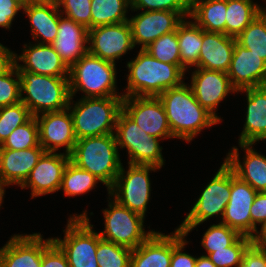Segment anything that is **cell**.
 Segmentation results:
<instances>
[{
  "label": "cell",
  "instance_id": "cell-49",
  "mask_svg": "<svg viewBox=\"0 0 266 267\" xmlns=\"http://www.w3.org/2000/svg\"><path fill=\"white\" fill-rule=\"evenodd\" d=\"M15 54L0 43V75L6 74L15 65Z\"/></svg>",
  "mask_w": 266,
  "mask_h": 267
},
{
  "label": "cell",
  "instance_id": "cell-47",
  "mask_svg": "<svg viewBox=\"0 0 266 267\" xmlns=\"http://www.w3.org/2000/svg\"><path fill=\"white\" fill-rule=\"evenodd\" d=\"M25 0H0V27L10 29L13 19L23 9Z\"/></svg>",
  "mask_w": 266,
  "mask_h": 267
},
{
  "label": "cell",
  "instance_id": "cell-7",
  "mask_svg": "<svg viewBox=\"0 0 266 267\" xmlns=\"http://www.w3.org/2000/svg\"><path fill=\"white\" fill-rule=\"evenodd\" d=\"M70 216L64 232V239L54 237L53 241L65 253L70 267H99L96 250L101 239L93 230L87 211Z\"/></svg>",
  "mask_w": 266,
  "mask_h": 267
},
{
  "label": "cell",
  "instance_id": "cell-50",
  "mask_svg": "<svg viewBox=\"0 0 266 267\" xmlns=\"http://www.w3.org/2000/svg\"><path fill=\"white\" fill-rule=\"evenodd\" d=\"M260 226V230L252 237V243L266 248V220Z\"/></svg>",
  "mask_w": 266,
  "mask_h": 267
},
{
  "label": "cell",
  "instance_id": "cell-25",
  "mask_svg": "<svg viewBox=\"0 0 266 267\" xmlns=\"http://www.w3.org/2000/svg\"><path fill=\"white\" fill-rule=\"evenodd\" d=\"M236 38L202 29V45L195 68L228 72Z\"/></svg>",
  "mask_w": 266,
  "mask_h": 267
},
{
  "label": "cell",
  "instance_id": "cell-42",
  "mask_svg": "<svg viewBox=\"0 0 266 267\" xmlns=\"http://www.w3.org/2000/svg\"><path fill=\"white\" fill-rule=\"evenodd\" d=\"M20 101V75L14 65L6 74L0 75V107L14 105Z\"/></svg>",
  "mask_w": 266,
  "mask_h": 267
},
{
  "label": "cell",
  "instance_id": "cell-8",
  "mask_svg": "<svg viewBox=\"0 0 266 267\" xmlns=\"http://www.w3.org/2000/svg\"><path fill=\"white\" fill-rule=\"evenodd\" d=\"M231 196V168L224 161L178 227L185 235L213 216L224 215Z\"/></svg>",
  "mask_w": 266,
  "mask_h": 267
},
{
  "label": "cell",
  "instance_id": "cell-5",
  "mask_svg": "<svg viewBox=\"0 0 266 267\" xmlns=\"http://www.w3.org/2000/svg\"><path fill=\"white\" fill-rule=\"evenodd\" d=\"M72 100L73 97L70 99L68 109L72 115L77 140L84 137L115 134L117 117L122 110L123 96L82 97L75 104L71 102Z\"/></svg>",
  "mask_w": 266,
  "mask_h": 267
},
{
  "label": "cell",
  "instance_id": "cell-36",
  "mask_svg": "<svg viewBox=\"0 0 266 267\" xmlns=\"http://www.w3.org/2000/svg\"><path fill=\"white\" fill-rule=\"evenodd\" d=\"M32 147H42L39 144L38 123L34 116L17 127L0 146V149L19 151Z\"/></svg>",
  "mask_w": 266,
  "mask_h": 267
},
{
  "label": "cell",
  "instance_id": "cell-28",
  "mask_svg": "<svg viewBox=\"0 0 266 267\" xmlns=\"http://www.w3.org/2000/svg\"><path fill=\"white\" fill-rule=\"evenodd\" d=\"M172 233L154 231L137 248L132 249L130 267H170Z\"/></svg>",
  "mask_w": 266,
  "mask_h": 267
},
{
  "label": "cell",
  "instance_id": "cell-18",
  "mask_svg": "<svg viewBox=\"0 0 266 267\" xmlns=\"http://www.w3.org/2000/svg\"><path fill=\"white\" fill-rule=\"evenodd\" d=\"M53 238L43 239L40 233L14 234L0 248V267H41L43 250Z\"/></svg>",
  "mask_w": 266,
  "mask_h": 267
},
{
  "label": "cell",
  "instance_id": "cell-1",
  "mask_svg": "<svg viewBox=\"0 0 266 267\" xmlns=\"http://www.w3.org/2000/svg\"><path fill=\"white\" fill-rule=\"evenodd\" d=\"M161 100L171 133L174 138L192 141L203 128H209L219 121L203 108L186 83L165 90L158 96Z\"/></svg>",
  "mask_w": 266,
  "mask_h": 267
},
{
  "label": "cell",
  "instance_id": "cell-14",
  "mask_svg": "<svg viewBox=\"0 0 266 267\" xmlns=\"http://www.w3.org/2000/svg\"><path fill=\"white\" fill-rule=\"evenodd\" d=\"M40 115L36 116L39 144L46 152H56L59 148L65 147L66 154L70 155L77 138L69 109Z\"/></svg>",
  "mask_w": 266,
  "mask_h": 267
},
{
  "label": "cell",
  "instance_id": "cell-3",
  "mask_svg": "<svg viewBox=\"0 0 266 267\" xmlns=\"http://www.w3.org/2000/svg\"><path fill=\"white\" fill-rule=\"evenodd\" d=\"M70 161L95 175L109 191L122 165L115 134L78 139Z\"/></svg>",
  "mask_w": 266,
  "mask_h": 267
},
{
  "label": "cell",
  "instance_id": "cell-29",
  "mask_svg": "<svg viewBox=\"0 0 266 267\" xmlns=\"http://www.w3.org/2000/svg\"><path fill=\"white\" fill-rule=\"evenodd\" d=\"M227 0H191L189 18L206 32L225 34Z\"/></svg>",
  "mask_w": 266,
  "mask_h": 267
},
{
  "label": "cell",
  "instance_id": "cell-6",
  "mask_svg": "<svg viewBox=\"0 0 266 267\" xmlns=\"http://www.w3.org/2000/svg\"><path fill=\"white\" fill-rule=\"evenodd\" d=\"M115 65L116 63L87 52L69 69L71 97L75 96L77 91L86 94L83 98L123 96L116 90Z\"/></svg>",
  "mask_w": 266,
  "mask_h": 267
},
{
  "label": "cell",
  "instance_id": "cell-31",
  "mask_svg": "<svg viewBox=\"0 0 266 267\" xmlns=\"http://www.w3.org/2000/svg\"><path fill=\"white\" fill-rule=\"evenodd\" d=\"M184 19L177 27L181 64L187 69L198 64L202 45V28Z\"/></svg>",
  "mask_w": 266,
  "mask_h": 267
},
{
  "label": "cell",
  "instance_id": "cell-22",
  "mask_svg": "<svg viewBox=\"0 0 266 267\" xmlns=\"http://www.w3.org/2000/svg\"><path fill=\"white\" fill-rule=\"evenodd\" d=\"M239 145L246 153L244 162H241L238 148L235 146L224 161L239 179L248 183L255 191L266 192V156L256 152L252 143H239Z\"/></svg>",
  "mask_w": 266,
  "mask_h": 267
},
{
  "label": "cell",
  "instance_id": "cell-2",
  "mask_svg": "<svg viewBox=\"0 0 266 267\" xmlns=\"http://www.w3.org/2000/svg\"><path fill=\"white\" fill-rule=\"evenodd\" d=\"M127 89L123 97H158L165 90L184 83L185 72L176 64L164 63L140 49L134 60L127 63Z\"/></svg>",
  "mask_w": 266,
  "mask_h": 267
},
{
  "label": "cell",
  "instance_id": "cell-16",
  "mask_svg": "<svg viewBox=\"0 0 266 267\" xmlns=\"http://www.w3.org/2000/svg\"><path fill=\"white\" fill-rule=\"evenodd\" d=\"M69 161L66 153L45 152L20 187L31 188L32 198L59 191Z\"/></svg>",
  "mask_w": 266,
  "mask_h": 267
},
{
  "label": "cell",
  "instance_id": "cell-41",
  "mask_svg": "<svg viewBox=\"0 0 266 267\" xmlns=\"http://www.w3.org/2000/svg\"><path fill=\"white\" fill-rule=\"evenodd\" d=\"M191 0H131L130 9L133 11H173L178 12L184 19L190 16Z\"/></svg>",
  "mask_w": 266,
  "mask_h": 267
},
{
  "label": "cell",
  "instance_id": "cell-48",
  "mask_svg": "<svg viewBox=\"0 0 266 267\" xmlns=\"http://www.w3.org/2000/svg\"><path fill=\"white\" fill-rule=\"evenodd\" d=\"M240 267H266V248L251 243L243 254Z\"/></svg>",
  "mask_w": 266,
  "mask_h": 267
},
{
  "label": "cell",
  "instance_id": "cell-46",
  "mask_svg": "<svg viewBox=\"0 0 266 267\" xmlns=\"http://www.w3.org/2000/svg\"><path fill=\"white\" fill-rule=\"evenodd\" d=\"M251 238L257 231V224L261 225L266 220V192H257L250 210Z\"/></svg>",
  "mask_w": 266,
  "mask_h": 267
},
{
  "label": "cell",
  "instance_id": "cell-33",
  "mask_svg": "<svg viewBox=\"0 0 266 267\" xmlns=\"http://www.w3.org/2000/svg\"><path fill=\"white\" fill-rule=\"evenodd\" d=\"M236 41L266 61V12L264 10L236 37Z\"/></svg>",
  "mask_w": 266,
  "mask_h": 267
},
{
  "label": "cell",
  "instance_id": "cell-4",
  "mask_svg": "<svg viewBox=\"0 0 266 267\" xmlns=\"http://www.w3.org/2000/svg\"><path fill=\"white\" fill-rule=\"evenodd\" d=\"M21 102L36 117L68 108L71 99L69 77H54L19 71ZM26 96L23 97V94Z\"/></svg>",
  "mask_w": 266,
  "mask_h": 267
},
{
  "label": "cell",
  "instance_id": "cell-23",
  "mask_svg": "<svg viewBox=\"0 0 266 267\" xmlns=\"http://www.w3.org/2000/svg\"><path fill=\"white\" fill-rule=\"evenodd\" d=\"M86 44H88V29L61 15L57 37L52 46L69 69L88 52Z\"/></svg>",
  "mask_w": 266,
  "mask_h": 267
},
{
  "label": "cell",
  "instance_id": "cell-38",
  "mask_svg": "<svg viewBox=\"0 0 266 267\" xmlns=\"http://www.w3.org/2000/svg\"><path fill=\"white\" fill-rule=\"evenodd\" d=\"M31 117L29 109L21 101L0 107V146L17 127L26 123Z\"/></svg>",
  "mask_w": 266,
  "mask_h": 267
},
{
  "label": "cell",
  "instance_id": "cell-26",
  "mask_svg": "<svg viewBox=\"0 0 266 267\" xmlns=\"http://www.w3.org/2000/svg\"><path fill=\"white\" fill-rule=\"evenodd\" d=\"M23 11L27 14L31 23L33 39L40 44H52L57 37L59 19V7L56 3L41 2L37 0H25ZM41 38V41L37 39Z\"/></svg>",
  "mask_w": 266,
  "mask_h": 267
},
{
  "label": "cell",
  "instance_id": "cell-45",
  "mask_svg": "<svg viewBox=\"0 0 266 267\" xmlns=\"http://www.w3.org/2000/svg\"><path fill=\"white\" fill-rule=\"evenodd\" d=\"M41 267H70L65 253L54 241L43 250Z\"/></svg>",
  "mask_w": 266,
  "mask_h": 267
},
{
  "label": "cell",
  "instance_id": "cell-9",
  "mask_svg": "<svg viewBox=\"0 0 266 267\" xmlns=\"http://www.w3.org/2000/svg\"><path fill=\"white\" fill-rule=\"evenodd\" d=\"M115 136L118 149L127 148L128 164L153 165L162 168L164 158L159 138L145 133L122 110L117 117Z\"/></svg>",
  "mask_w": 266,
  "mask_h": 267
},
{
  "label": "cell",
  "instance_id": "cell-40",
  "mask_svg": "<svg viewBox=\"0 0 266 267\" xmlns=\"http://www.w3.org/2000/svg\"><path fill=\"white\" fill-rule=\"evenodd\" d=\"M252 238L241 235L231 246L209 253L208 258L216 267H240L242 257Z\"/></svg>",
  "mask_w": 266,
  "mask_h": 267
},
{
  "label": "cell",
  "instance_id": "cell-17",
  "mask_svg": "<svg viewBox=\"0 0 266 267\" xmlns=\"http://www.w3.org/2000/svg\"><path fill=\"white\" fill-rule=\"evenodd\" d=\"M184 18L173 11H143L132 18L128 17L134 46L145 49L162 35L177 30Z\"/></svg>",
  "mask_w": 266,
  "mask_h": 267
},
{
  "label": "cell",
  "instance_id": "cell-10",
  "mask_svg": "<svg viewBox=\"0 0 266 267\" xmlns=\"http://www.w3.org/2000/svg\"><path fill=\"white\" fill-rule=\"evenodd\" d=\"M128 165V171L121 165L114 184L109 188V200L110 196L114 197L119 204L145 218L151 194L149 171L155 172L160 168L153 165Z\"/></svg>",
  "mask_w": 266,
  "mask_h": 267
},
{
  "label": "cell",
  "instance_id": "cell-39",
  "mask_svg": "<svg viewBox=\"0 0 266 267\" xmlns=\"http://www.w3.org/2000/svg\"><path fill=\"white\" fill-rule=\"evenodd\" d=\"M240 236L236 230L219 222L218 224L210 225L203 235L201 245L208 255L216 250L231 246Z\"/></svg>",
  "mask_w": 266,
  "mask_h": 267
},
{
  "label": "cell",
  "instance_id": "cell-52",
  "mask_svg": "<svg viewBox=\"0 0 266 267\" xmlns=\"http://www.w3.org/2000/svg\"><path fill=\"white\" fill-rule=\"evenodd\" d=\"M7 186L3 181L0 180V207L3 202V197L5 194V189L4 187Z\"/></svg>",
  "mask_w": 266,
  "mask_h": 267
},
{
  "label": "cell",
  "instance_id": "cell-43",
  "mask_svg": "<svg viewBox=\"0 0 266 267\" xmlns=\"http://www.w3.org/2000/svg\"><path fill=\"white\" fill-rule=\"evenodd\" d=\"M57 5L62 15L91 29V0H60Z\"/></svg>",
  "mask_w": 266,
  "mask_h": 267
},
{
  "label": "cell",
  "instance_id": "cell-15",
  "mask_svg": "<svg viewBox=\"0 0 266 267\" xmlns=\"http://www.w3.org/2000/svg\"><path fill=\"white\" fill-rule=\"evenodd\" d=\"M191 89L196 101L219 122L215 110L230 92L237 93L226 72L195 68L191 75Z\"/></svg>",
  "mask_w": 266,
  "mask_h": 267
},
{
  "label": "cell",
  "instance_id": "cell-30",
  "mask_svg": "<svg viewBox=\"0 0 266 267\" xmlns=\"http://www.w3.org/2000/svg\"><path fill=\"white\" fill-rule=\"evenodd\" d=\"M262 11L252 0H227L225 35L236 38Z\"/></svg>",
  "mask_w": 266,
  "mask_h": 267
},
{
  "label": "cell",
  "instance_id": "cell-11",
  "mask_svg": "<svg viewBox=\"0 0 266 267\" xmlns=\"http://www.w3.org/2000/svg\"><path fill=\"white\" fill-rule=\"evenodd\" d=\"M108 204L109 208L103 210L105 229L99 233L102 239L135 249L154 232H145V218L142 215L129 210L115 199Z\"/></svg>",
  "mask_w": 266,
  "mask_h": 267
},
{
  "label": "cell",
  "instance_id": "cell-32",
  "mask_svg": "<svg viewBox=\"0 0 266 267\" xmlns=\"http://www.w3.org/2000/svg\"><path fill=\"white\" fill-rule=\"evenodd\" d=\"M131 0H91V28L128 21Z\"/></svg>",
  "mask_w": 266,
  "mask_h": 267
},
{
  "label": "cell",
  "instance_id": "cell-44",
  "mask_svg": "<svg viewBox=\"0 0 266 267\" xmlns=\"http://www.w3.org/2000/svg\"><path fill=\"white\" fill-rule=\"evenodd\" d=\"M185 237V233L178 228L175 229L172 234V257L170 267H195L197 258L182 252L185 245L188 243V241L185 240Z\"/></svg>",
  "mask_w": 266,
  "mask_h": 267
},
{
  "label": "cell",
  "instance_id": "cell-21",
  "mask_svg": "<svg viewBox=\"0 0 266 267\" xmlns=\"http://www.w3.org/2000/svg\"><path fill=\"white\" fill-rule=\"evenodd\" d=\"M23 54H15V65L19 71L54 77H69V68L55 51L52 44H25ZM26 48V49H25ZM18 61L24 63L19 64Z\"/></svg>",
  "mask_w": 266,
  "mask_h": 267
},
{
  "label": "cell",
  "instance_id": "cell-53",
  "mask_svg": "<svg viewBox=\"0 0 266 267\" xmlns=\"http://www.w3.org/2000/svg\"><path fill=\"white\" fill-rule=\"evenodd\" d=\"M37 1H41V2H51V3H58L60 0H37Z\"/></svg>",
  "mask_w": 266,
  "mask_h": 267
},
{
  "label": "cell",
  "instance_id": "cell-19",
  "mask_svg": "<svg viewBox=\"0 0 266 267\" xmlns=\"http://www.w3.org/2000/svg\"><path fill=\"white\" fill-rule=\"evenodd\" d=\"M256 194L257 191L239 179L231 169V196L221 223L251 238L250 210Z\"/></svg>",
  "mask_w": 266,
  "mask_h": 267
},
{
  "label": "cell",
  "instance_id": "cell-51",
  "mask_svg": "<svg viewBox=\"0 0 266 267\" xmlns=\"http://www.w3.org/2000/svg\"><path fill=\"white\" fill-rule=\"evenodd\" d=\"M195 267H216V265L206 255L197 257Z\"/></svg>",
  "mask_w": 266,
  "mask_h": 267
},
{
  "label": "cell",
  "instance_id": "cell-27",
  "mask_svg": "<svg viewBox=\"0 0 266 267\" xmlns=\"http://www.w3.org/2000/svg\"><path fill=\"white\" fill-rule=\"evenodd\" d=\"M246 92V120L239 137V143H252L266 140V88L253 87L238 90Z\"/></svg>",
  "mask_w": 266,
  "mask_h": 267
},
{
  "label": "cell",
  "instance_id": "cell-34",
  "mask_svg": "<svg viewBox=\"0 0 266 267\" xmlns=\"http://www.w3.org/2000/svg\"><path fill=\"white\" fill-rule=\"evenodd\" d=\"M100 180L93 174L68 162L62 178L61 188L65 196H79L94 189Z\"/></svg>",
  "mask_w": 266,
  "mask_h": 267
},
{
  "label": "cell",
  "instance_id": "cell-24",
  "mask_svg": "<svg viewBox=\"0 0 266 267\" xmlns=\"http://www.w3.org/2000/svg\"><path fill=\"white\" fill-rule=\"evenodd\" d=\"M45 152L42 147L19 151L0 149V180L7 186H21Z\"/></svg>",
  "mask_w": 266,
  "mask_h": 267
},
{
  "label": "cell",
  "instance_id": "cell-37",
  "mask_svg": "<svg viewBox=\"0 0 266 267\" xmlns=\"http://www.w3.org/2000/svg\"><path fill=\"white\" fill-rule=\"evenodd\" d=\"M132 249L100 239L96 258L99 267H130Z\"/></svg>",
  "mask_w": 266,
  "mask_h": 267
},
{
  "label": "cell",
  "instance_id": "cell-20",
  "mask_svg": "<svg viewBox=\"0 0 266 267\" xmlns=\"http://www.w3.org/2000/svg\"><path fill=\"white\" fill-rule=\"evenodd\" d=\"M227 74L232 86L237 91L261 87L266 81V61L235 41L231 65Z\"/></svg>",
  "mask_w": 266,
  "mask_h": 267
},
{
  "label": "cell",
  "instance_id": "cell-12",
  "mask_svg": "<svg viewBox=\"0 0 266 267\" xmlns=\"http://www.w3.org/2000/svg\"><path fill=\"white\" fill-rule=\"evenodd\" d=\"M122 111L148 135L159 139L174 138L158 97H123Z\"/></svg>",
  "mask_w": 266,
  "mask_h": 267
},
{
  "label": "cell",
  "instance_id": "cell-13",
  "mask_svg": "<svg viewBox=\"0 0 266 267\" xmlns=\"http://www.w3.org/2000/svg\"><path fill=\"white\" fill-rule=\"evenodd\" d=\"M134 47L128 21L96 26L88 30V52L103 60L115 63V60Z\"/></svg>",
  "mask_w": 266,
  "mask_h": 267
},
{
  "label": "cell",
  "instance_id": "cell-35",
  "mask_svg": "<svg viewBox=\"0 0 266 267\" xmlns=\"http://www.w3.org/2000/svg\"><path fill=\"white\" fill-rule=\"evenodd\" d=\"M153 58L169 64L178 65L184 72L186 69L181 64L178 46L177 30L162 35L145 48Z\"/></svg>",
  "mask_w": 266,
  "mask_h": 267
}]
</instances>
